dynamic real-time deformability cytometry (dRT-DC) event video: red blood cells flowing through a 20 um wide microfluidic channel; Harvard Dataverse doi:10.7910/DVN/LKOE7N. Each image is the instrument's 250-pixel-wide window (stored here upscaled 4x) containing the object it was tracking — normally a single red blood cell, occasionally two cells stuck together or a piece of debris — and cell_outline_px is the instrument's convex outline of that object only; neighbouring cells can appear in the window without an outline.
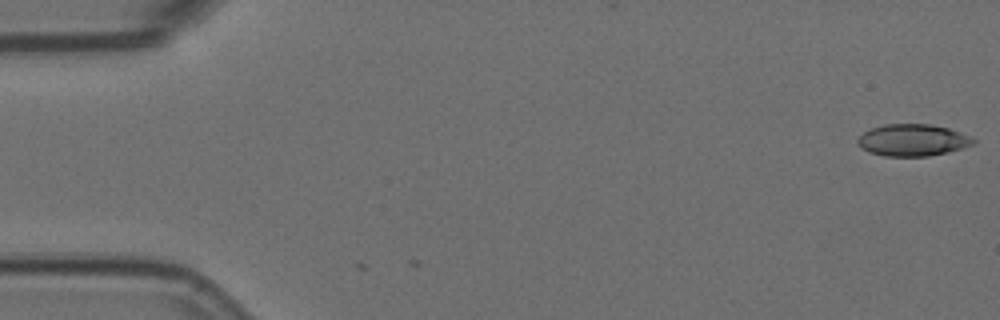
{"species": "Egyptian fruit bat (a non-hibernating species)", "species_latin": "Rousettus aegyptiacus", "temperature_condition": "room temperature", "stored_images_in_passage": 2, "camera_frame_rate_fps": 3000, "um_per_image_px": 0.085, "animal": {"sex": "female"}, "frame": {"image": 1, "passage_image": 1, "time_ms": 0.0, "image_size_px": [1000, 320], "cell_outline_px": [[976, 140], [972, 144], [948, 152], [928, 156], [884, 156], [868, 152], [856, 144], [856, 140], [864, 132], [872, 128], [884, 124], [932, 124], [948, 128], [972, 136]], "centroid_in_image_um": [77.55, 11.91], "position_along_channel_um": 7.4, "area_um2": 21.5}}